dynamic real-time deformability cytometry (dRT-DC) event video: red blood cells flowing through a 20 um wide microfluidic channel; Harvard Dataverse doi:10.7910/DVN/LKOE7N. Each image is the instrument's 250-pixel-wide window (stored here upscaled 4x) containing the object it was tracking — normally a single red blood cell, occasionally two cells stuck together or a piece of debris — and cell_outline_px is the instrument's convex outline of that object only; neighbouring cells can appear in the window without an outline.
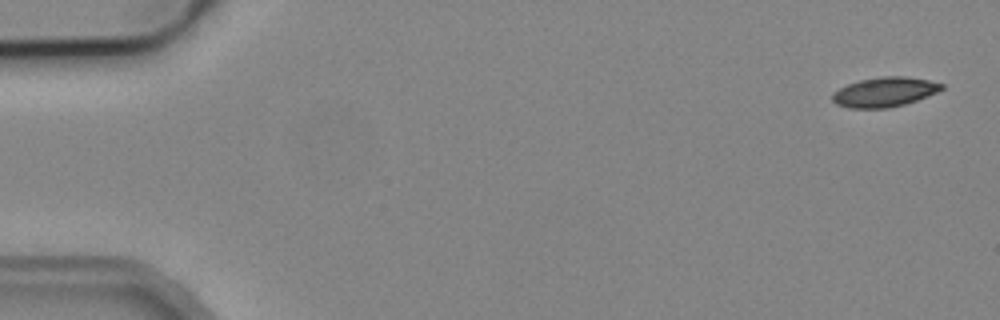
{"species": "common noctule bat (a hibernating species)", "species_latin": "Nyctalus noctula", "temperature_condition": "cold", "stored_images_in_passage": 5, "camera_frame_rate_fps": 3000, "um_per_image_px": 0.085, "animal": {"sex": "male", "body_mass_g": 19.2, "forearm_length_mm": 51.8}, "frame": {"image": 1, "passage_image": 1, "time_ms": 0.0, "image_size_px": [1000, 320], "cell_outline_px": [[944, 88], [936, 92], [916, 100], [904, 104], [888, 108], [848, 108], [836, 104], [832, 100], [832, 92], [848, 84], [860, 80], [884, 76], [904, 76], [928, 80], [944, 84]], "centroid_in_image_um": [75.16, 7.82], "position_along_channel_um": 9.8, "area_um2": 18.73}}